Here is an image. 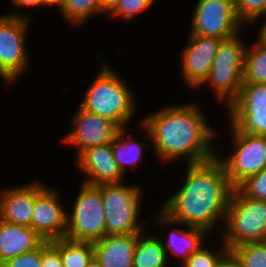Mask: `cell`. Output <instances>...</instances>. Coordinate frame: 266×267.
Masks as SVG:
<instances>
[{"instance_id": "6da1fadb", "label": "cell", "mask_w": 266, "mask_h": 267, "mask_svg": "<svg viewBox=\"0 0 266 267\" xmlns=\"http://www.w3.org/2000/svg\"><path fill=\"white\" fill-rule=\"evenodd\" d=\"M184 167L186 172L184 176L182 174V182H178L180 187L170 193L164 202L162 200L158 207L174 221L219 236L234 189L221 160L216 155Z\"/></svg>"}, {"instance_id": "7a4b0ae2", "label": "cell", "mask_w": 266, "mask_h": 267, "mask_svg": "<svg viewBox=\"0 0 266 267\" xmlns=\"http://www.w3.org/2000/svg\"><path fill=\"white\" fill-rule=\"evenodd\" d=\"M204 112L199 103L190 100L183 105L162 106L141 117L151 136V152L161 163H179L176 160L181 159L183 164L200 163L216 156L219 148L214 140L220 133Z\"/></svg>"}, {"instance_id": "3957f363", "label": "cell", "mask_w": 266, "mask_h": 267, "mask_svg": "<svg viewBox=\"0 0 266 267\" xmlns=\"http://www.w3.org/2000/svg\"><path fill=\"white\" fill-rule=\"evenodd\" d=\"M103 56L102 52L95 55L102 63L83 93L79 106L89 113L110 119L120 128H126L131 126L132 118L138 112L136 92Z\"/></svg>"}, {"instance_id": "277c9868", "label": "cell", "mask_w": 266, "mask_h": 267, "mask_svg": "<svg viewBox=\"0 0 266 267\" xmlns=\"http://www.w3.org/2000/svg\"><path fill=\"white\" fill-rule=\"evenodd\" d=\"M144 191L138 183L101 184L105 235L141 234L148 230L146 227L149 220L142 223L141 218L143 198L146 197Z\"/></svg>"}, {"instance_id": "5b68a950", "label": "cell", "mask_w": 266, "mask_h": 267, "mask_svg": "<svg viewBox=\"0 0 266 267\" xmlns=\"http://www.w3.org/2000/svg\"><path fill=\"white\" fill-rule=\"evenodd\" d=\"M219 237L229 251L242 244L266 241V202L233 189Z\"/></svg>"}, {"instance_id": "8992f818", "label": "cell", "mask_w": 266, "mask_h": 267, "mask_svg": "<svg viewBox=\"0 0 266 267\" xmlns=\"http://www.w3.org/2000/svg\"><path fill=\"white\" fill-rule=\"evenodd\" d=\"M33 15L21 9L0 15V78L7 87L15 85L31 68L26 38Z\"/></svg>"}, {"instance_id": "52a82bcc", "label": "cell", "mask_w": 266, "mask_h": 267, "mask_svg": "<svg viewBox=\"0 0 266 267\" xmlns=\"http://www.w3.org/2000/svg\"><path fill=\"white\" fill-rule=\"evenodd\" d=\"M222 40L213 64L202 86L210 88L216 102L225 109L239 94L243 84L246 51L248 44L241 40V34Z\"/></svg>"}, {"instance_id": "ba28073f", "label": "cell", "mask_w": 266, "mask_h": 267, "mask_svg": "<svg viewBox=\"0 0 266 267\" xmlns=\"http://www.w3.org/2000/svg\"><path fill=\"white\" fill-rule=\"evenodd\" d=\"M230 153L217 151L232 187L238 188L249 177L266 169V137L239 132L228 124ZM229 131V132H228Z\"/></svg>"}, {"instance_id": "9c48e42d", "label": "cell", "mask_w": 266, "mask_h": 267, "mask_svg": "<svg viewBox=\"0 0 266 267\" xmlns=\"http://www.w3.org/2000/svg\"><path fill=\"white\" fill-rule=\"evenodd\" d=\"M67 211L65 238L94 242L105 236V211L101 185L80 184L73 206Z\"/></svg>"}, {"instance_id": "30bf717a", "label": "cell", "mask_w": 266, "mask_h": 267, "mask_svg": "<svg viewBox=\"0 0 266 267\" xmlns=\"http://www.w3.org/2000/svg\"><path fill=\"white\" fill-rule=\"evenodd\" d=\"M191 11L190 34L222 40L243 32L233 0H197Z\"/></svg>"}, {"instance_id": "8fae6325", "label": "cell", "mask_w": 266, "mask_h": 267, "mask_svg": "<svg viewBox=\"0 0 266 267\" xmlns=\"http://www.w3.org/2000/svg\"><path fill=\"white\" fill-rule=\"evenodd\" d=\"M224 111L227 122L239 132L266 137V84L243 83Z\"/></svg>"}, {"instance_id": "7c38bea8", "label": "cell", "mask_w": 266, "mask_h": 267, "mask_svg": "<svg viewBox=\"0 0 266 267\" xmlns=\"http://www.w3.org/2000/svg\"><path fill=\"white\" fill-rule=\"evenodd\" d=\"M149 220H150L149 222L152 223L151 228L149 226V229H152V231L158 228L171 229L169 230L170 231L169 234H167L166 236L167 238L164 236V234L162 237L160 233H157L159 232V229L158 231L157 230L155 231H156V235L159 237V239L162 242V245L167 254L169 263L172 266H175V265L180 266L194 252H196L201 246H203L212 236L204 229L192 227V226H186L183 223L174 221L166 213H164L160 208H158L157 211H155L154 217L151 216V219L149 218ZM175 258L177 262L172 263V261H175L173 260Z\"/></svg>"}, {"instance_id": "4fadbf2b", "label": "cell", "mask_w": 266, "mask_h": 267, "mask_svg": "<svg viewBox=\"0 0 266 267\" xmlns=\"http://www.w3.org/2000/svg\"><path fill=\"white\" fill-rule=\"evenodd\" d=\"M60 195L62 194L58 192V188L35 179V206L31 229L46 242L65 238L68 209L62 203Z\"/></svg>"}, {"instance_id": "5bb4252c", "label": "cell", "mask_w": 266, "mask_h": 267, "mask_svg": "<svg viewBox=\"0 0 266 267\" xmlns=\"http://www.w3.org/2000/svg\"><path fill=\"white\" fill-rule=\"evenodd\" d=\"M70 118L71 129L61 137V143L76 149L77 158L83 151L98 145L111 144L121 129L110 119L89 113L79 105Z\"/></svg>"}, {"instance_id": "9a60e30c", "label": "cell", "mask_w": 266, "mask_h": 267, "mask_svg": "<svg viewBox=\"0 0 266 267\" xmlns=\"http://www.w3.org/2000/svg\"><path fill=\"white\" fill-rule=\"evenodd\" d=\"M188 34L179 56L181 78L187 88L197 90L209 74L222 39Z\"/></svg>"}, {"instance_id": "2e32d148", "label": "cell", "mask_w": 266, "mask_h": 267, "mask_svg": "<svg viewBox=\"0 0 266 267\" xmlns=\"http://www.w3.org/2000/svg\"><path fill=\"white\" fill-rule=\"evenodd\" d=\"M74 159L75 168L83 175L82 183L98 186L125 181L126 175L116 163L111 144L86 149Z\"/></svg>"}, {"instance_id": "e0dca14e", "label": "cell", "mask_w": 266, "mask_h": 267, "mask_svg": "<svg viewBox=\"0 0 266 267\" xmlns=\"http://www.w3.org/2000/svg\"><path fill=\"white\" fill-rule=\"evenodd\" d=\"M35 206V179L0 191V219L31 228Z\"/></svg>"}, {"instance_id": "ac0fdd59", "label": "cell", "mask_w": 266, "mask_h": 267, "mask_svg": "<svg viewBox=\"0 0 266 267\" xmlns=\"http://www.w3.org/2000/svg\"><path fill=\"white\" fill-rule=\"evenodd\" d=\"M139 235H105L94 241V256L101 267H133V253Z\"/></svg>"}, {"instance_id": "d6986e66", "label": "cell", "mask_w": 266, "mask_h": 267, "mask_svg": "<svg viewBox=\"0 0 266 267\" xmlns=\"http://www.w3.org/2000/svg\"><path fill=\"white\" fill-rule=\"evenodd\" d=\"M45 242L30 227L0 219V263L38 249Z\"/></svg>"}, {"instance_id": "ffe728a7", "label": "cell", "mask_w": 266, "mask_h": 267, "mask_svg": "<svg viewBox=\"0 0 266 267\" xmlns=\"http://www.w3.org/2000/svg\"><path fill=\"white\" fill-rule=\"evenodd\" d=\"M139 123V129L146 135L145 141H136L132 133L128 131V127L121 128L118 135L111 142L114 158L118 164L121 172L126 175L127 169L139 168L140 163L148 151H152L151 136L149 130L141 123ZM129 132V133H128ZM132 135V136H131ZM148 141V142H147ZM145 149V150H144ZM129 167V168H128Z\"/></svg>"}, {"instance_id": "44dd1931", "label": "cell", "mask_w": 266, "mask_h": 267, "mask_svg": "<svg viewBox=\"0 0 266 267\" xmlns=\"http://www.w3.org/2000/svg\"><path fill=\"white\" fill-rule=\"evenodd\" d=\"M151 233L153 235L144 231L139 235L133 253V267H173L169 264L161 240L155 232Z\"/></svg>"}, {"instance_id": "7402d4cb", "label": "cell", "mask_w": 266, "mask_h": 267, "mask_svg": "<svg viewBox=\"0 0 266 267\" xmlns=\"http://www.w3.org/2000/svg\"><path fill=\"white\" fill-rule=\"evenodd\" d=\"M58 12L71 27L77 28L84 27L93 16L107 15L102 10L101 0H64Z\"/></svg>"}, {"instance_id": "603a6c76", "label": "cell", "mask_w": 266, "mask_h": 267, "mask_svg": "<svg viewBox=\"0 0 266 267\" xmlns=\"http://www.w3.org/2000/svg\"><path fill=\"white\" fill-rule=\"evenodd\" d=\"M50 243L60 252L63 267H87L94 257L93 242L61 238Z\"/></svg>"}, {"instance_id": "cb8c5ba5", "label": "cell", "mask_w": 266, "mask_h": 267, "mask_svg": "<svg viewBox=\"0 0 266 267\" xmlns=\"http://www.w3.org/2000/svg\"><path fill=\"white\" fill-rule=\"evenodd\" d=\"M256 38L247 47L243 83L266 84V42Z\"/></svg>"}, {"instance_id": "d4e9b609", "label": "cell", "mask_w": 266, "mask_h": 267, "mask_svg": "<svg viewBox=\"0 0 266 267\" xmlns=\"http://www.w3.org/2000/svg\"><path fill=\"white\" fill-rule=\"evenodd\" d=\"M207 241L196 252H194L180 267H219L222 259L230 252L228 247L220 239V247L213 248Z\"/></svg>"}, {"instance_id": "484cf974", "label": "cell", "mask_w": 266, "mask_h": 267, "mask_svg": "<svg viewBox=\"0 0 266 267\" xmlns=\"http://www.w3.org/2000/svg\"><path fill=\"white\" fill-rule=\"evenodd\" d=\"M230 252L244 267H266V241L235 246Z\"/></svg>"}, {"instance_id": "4316f807", "label": "cell", "mask_w": 266, "mask_h": 267, "mask_svg": "<svg viewBox=\"0 0 266 267\" xmlns=\"http://www.w3.org/2000/svg\"><path fill=\"white\" fill-rule=\"evenodd\" d=\"M239 21L245 26L255 24L266 16V0H233Z\"/></svg>"}, {"instance_id": "83f0119b", "label": "cell", "mask_w": 266, "mask_h": 267, "mask_svg": "<svg viewBox=\"0 0 266 267\" xmlns=\"http://www.w3.org/2000/svg\"><path fill=\"white\" fill-rule=\"evenodd\" d=\"M155 4V0H120L117 6L107 15L112 19H124V21H131L137 18L136 16L142 14L151 6Z\"/></svg>"}, {"instance_id": "f1b7e54d", "label": "cell", "mask_w": 266, "mask_h": 267, "mask_svg": "<svg viewBox=\"0 0 266 267\" xmlns=\"http://www.w3.org/2000/svg\"><path fill=\"white\" fill-rule=\"evenodd\" d=\"M238 188L246 196L266 202V169L249 177Z\"/></svg>"}, {"instance_id": "f546056e", "label": "cell", "mask_w": 266, "mask_h": 267, "mask_svg": "<svg viewBox=\"0 0 266 267\" xmlns=\"http://www.w3.org/2000/svg\"><path fill=\"white\" fill-rule=\"evenodd\" d=\"M8 267H42L41 246L31 252L21 254L5 263Z\"/></svg>"}, {"instance_id": "4dcf8cb0", "label": "cell", "mask_w": 266, "mask_h": 267, "mask_svg": "<svg viewBox=\"0 0 266 267\" xmlns=\"http://www.w3.org/2000/svg\"><path fill=\"white\" fill-rule=\"evenodd\" d=\"M41 266L63 267L60 252L50 242L41 245Z\"/></svg>"}, {"instance_id": "1f68e13d", "label": "cell", "mask_w": 266, "mask_h": 267, "mask_svg": "<svg viewBox=\"0 0 266 267\" xmlns=\"http://www.w3.org/2000/svg\"><path fill=\"white\" fill-rule=\"evenodd\" d=\"M11 4H13V6L15 7H17L16 9L18 10V9H20V8H23V7H25V8H36V7H38V9H39V7L41 6H46L45 5V1L44 0H11Z\"/></svg>"}, {"instance_id": "d6a6232c", "label": "cell", "mask_w": 266, "mask_h": 267, "mask_svg": "<svg viewBox=\"0 0 266 267\" xmlns=\"http://www.w3.org/2000/svg\"><path fill=\"white\" fill-rule=\"evenodd\" d=\"M219 267H244L239 260L229 252L219 264Z\"/></svg>"}, {"instance_id": "836d02e7", "label": "cell", "mask_w": 266, "mask_h": 267, "mask_svg": "<svg viewBox=\"0 0 266 267\" xmlns=\"http://www.w3.org/2000/svg\"><path fill=\"white\" fill-rule=\"evenodd\" d=\"M120 0H101L102 10L109 14L119 3Z\"/></svg>"}, {"instance_id": "e575fe53", "label": "cell", "mask_w": 266, "mask_h": 267, "mask_svg": "<svg viewBox=\"0 0 266 267\" xmlns=\"http://www.w3.org/2000/svg\"><path fill=\"white\" fill-rule=\"evenodd\" d=\"M45 5L47 6L46 8L48 9L49 7H56L55 9H59L61 5L64 3V0H44Z\"/></svg>"}, {"instance_id": "d590c367", "label": "cell", "mask_w": 266, "mask_h": 267, "mask_svg": "<svg viewBox=\"0 0 266 267\" xmlns=\"http://www.w3.org/2000/svg\"><path fill=\"white\" fill-rule=\"evenodd\" d=\"M260 31L258 32L259 37L266 42V16L261 24Z\"/></svg>"}, {"instance_id": "8d00e7d4", "label": "cell", "mask_w": 266, "mask_h": 267, "mask_svg": "<svg viewBox=\"0 0 266 267\" xmlns=\"http://www.w3.org/2000/svg\"><path fill=\"white\" fill-rule=\"evenodd\" d=\"M87 267H101L100 262L96 259V257L94 256L91 261L88 263Z\"/></svg>"}, {"instance_id": "74e56055", "label": "cell", "mask_w": 266, "mask_h": 267, "mask_svg": "<svg viewBox=\"0 0 266 267\" xmlns=\"http://www.w3.org/2000/svg\"><path fill=\"white\" fill-rule=\"evenodd\" d=\"M0 267H8V266L5 265V264H1V263H0Z\"/></svg>"}]
</instances>
